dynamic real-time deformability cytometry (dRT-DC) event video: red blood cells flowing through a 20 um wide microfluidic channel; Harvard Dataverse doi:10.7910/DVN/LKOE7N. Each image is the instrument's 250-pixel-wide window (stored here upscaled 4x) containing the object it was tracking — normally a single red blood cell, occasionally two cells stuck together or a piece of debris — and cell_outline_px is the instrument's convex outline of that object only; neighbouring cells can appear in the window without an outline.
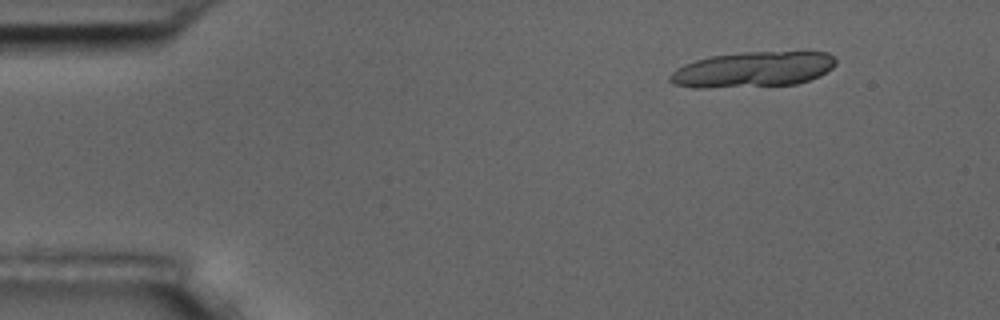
{"species": "common noctule bat (a hibernating species)", "species_latin": "Nyctalus noctula", "temperature_condition": "room temperature", "stored_images_in_passage": 4, "camera_frame_rate_fps": 3000, "um_per_image_px": 0.085, "animal": {"sex": "male", "body_mass_g": 17.5, "forearm_length_mm": 52.3}, "frame": {"image": 1, "passage_image": 2, "time_ms": 1.333, "image_size_px": [1000, 320], "cell_outline_px": [[836, 64], [832, 68], [820, 76], [796, 84], [708, 88], [692, 88], [672, 84], [668, 80], [668, 76], [676, 68], [684, 64], [696, 60], [712, 56], [740, 52], [828, 52], [836, 60]], "centroid_in_image_um": [63.95, 5.91], "position_along_channel_um": 21.0, "area_um2": 34.39}}